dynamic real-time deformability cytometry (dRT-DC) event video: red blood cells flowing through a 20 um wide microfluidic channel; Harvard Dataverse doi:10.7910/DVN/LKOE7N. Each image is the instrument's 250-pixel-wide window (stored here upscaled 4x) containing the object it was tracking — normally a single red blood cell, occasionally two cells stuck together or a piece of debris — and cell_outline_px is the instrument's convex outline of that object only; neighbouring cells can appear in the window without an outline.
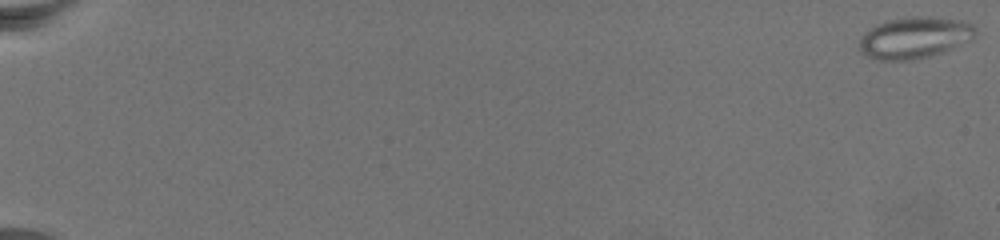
{"species": "common noctule bat (a hibernating species)", "species_latin": "Nyctalus noctula", "temperature_condition": "warm", "stored_images_in_passage": 75, "camera_frame_rate_fps": 3000, "um_per_image_px": 0.085, "animal": {"sex": "female", "body_mass_g": 19.5, "forearm_length_mm": 54.1}, "frame": {"image": 1, "passage_image": 1, "time_ms": 0.0, "image_size_px": [1000, 240], "cell_outline_px": [[976, 32], [972, 40], [944, 52], [912, 60], [876, 60], [868, 56], [860, 48], [860, 40], [864, 32], [868, 28], [888, 20], [912, 16], [928, 16], [960, 20], [972, 24], [976, 28]], "centroid_in_image_um": [77.76, 3.19], "position_along_channel_um": 7.2, "area_um2": 28.09}}
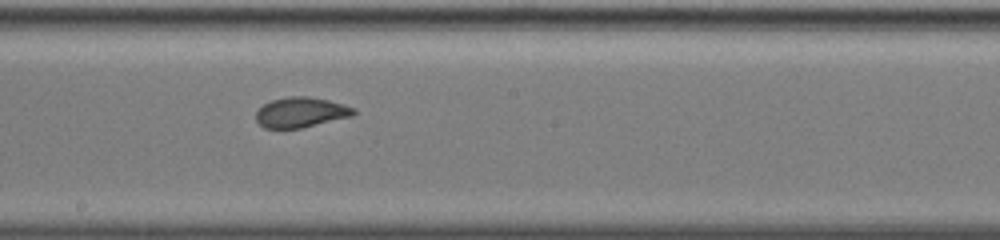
{"frame": {"image": 2, "passage_image": 46, "time_ms": 15.0, "image_size_px": [1000, 240], "cell_outline_px": [[356, 112], [352, 116], [300, 128], [264, 128], [256, 120], [256, 112], [264, 104], [272, 100], [288, 96], [308, 96], [328, 100], [344, 104], [356, 108]], "centroid_in_image_um": [25.59, 9.54], "position_along_channel_um": 222.6, "area_um2": 17.11}}
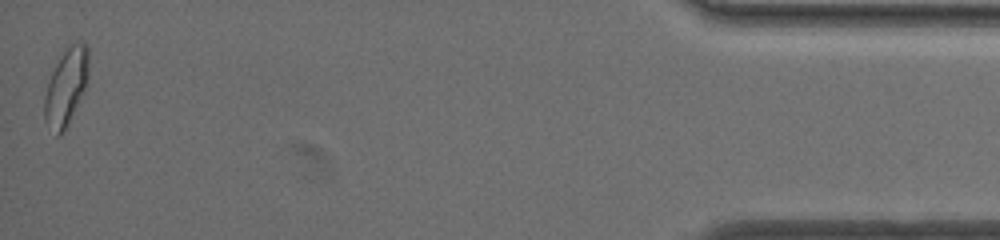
{"frame": {"image": 3, "passage_image": 75, "time_ms": 24.667, "image_size_px": [1000, 240], "cell_outline_px": [[88, 76], [84, 88], [68, 124], [60, 136], [56, 136], [44, 120], [44, 96], [52, 72], [56, 64], [64, 52], [76, 40], [84, 40], [88, 44]], "centroid_in_image_um": [5.62, 7.36], "position_along_channel_um": 429.6, "area_um2": 19.48}}